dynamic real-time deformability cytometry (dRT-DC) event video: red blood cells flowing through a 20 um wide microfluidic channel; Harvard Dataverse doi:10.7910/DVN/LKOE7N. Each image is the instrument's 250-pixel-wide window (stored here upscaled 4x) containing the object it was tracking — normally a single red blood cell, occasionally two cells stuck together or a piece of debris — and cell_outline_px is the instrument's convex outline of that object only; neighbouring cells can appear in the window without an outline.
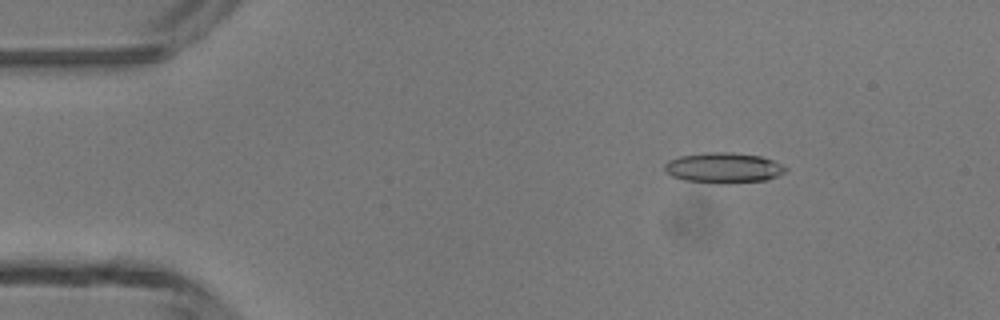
{"species": "common noctule bat (a hibernating species)", "species_latin": "Nyctalus noctula", "temperature_condition": "room temperature", "stored_images_in_passage": 3, "camera_frame_rate_fps": 3000, "um_per_image_px": 0.085, "animal": {"sex": "male", "body_mass_g": 13.3}, "frame": {"image": 1, "passage_image": 1, "time_ms": 0.0, "image_size_px": [1000, 320], "cell_outline_px": [[788, 168], [784, 172], [768, 180], [728, 184], [716, 184], [684, 180], [672, 176], [664, 168], [664, 164], [668, 160], [680, 156], [708, 152], [728, 152], [760, 156], [772, 160]], "centroid_in_image_um": [61.49, 14.28], "position_along_channel_um": 23.5, "area_um2": 21.5}}
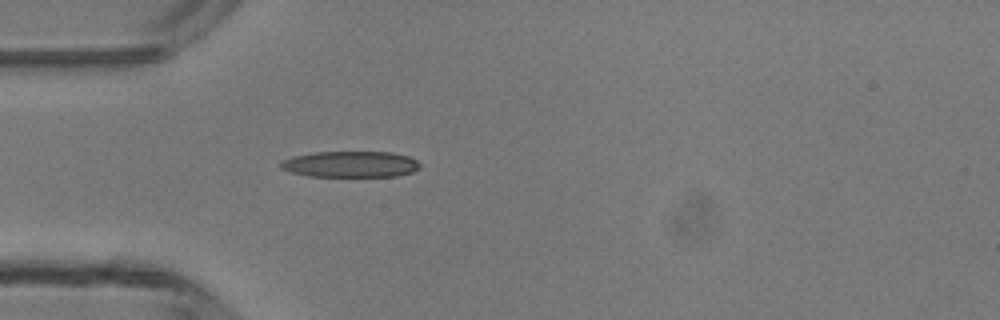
{"frame": {"image": 2, "passage_image": 3, "time_ms": 2.333, "image_size_px": [1000, 320], "cell_outline_px": [[420, 168], [412, 172], [396, 176], [308, 176], [292, 172], [280, 168], [280, 164], [284, 160], [292, 156], [312, 152], [392, 152], [408, 156], [416, 160], [420, 164]], "centroid_in_image_um": [29.8, 13.95], "position_along_channel_um": 55.2, "area_um2": 21.15}}